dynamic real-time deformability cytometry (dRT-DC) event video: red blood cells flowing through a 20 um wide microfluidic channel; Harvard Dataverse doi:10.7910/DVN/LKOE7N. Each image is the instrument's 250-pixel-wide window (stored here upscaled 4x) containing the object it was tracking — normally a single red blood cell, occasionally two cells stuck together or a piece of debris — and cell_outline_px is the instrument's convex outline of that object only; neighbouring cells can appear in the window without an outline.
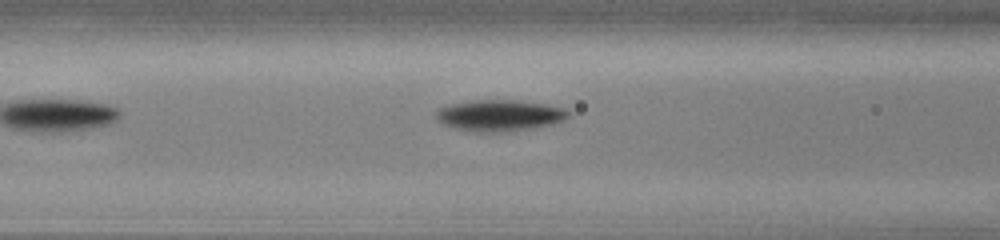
{"species": "common noctule bat (a hibernating species)", "species_latin": "Nyctalus noctula", "temperature_condition": "cold", "stored_images_in_passage": 7, "camera_frame_rate_fps": 3000, "um_per_image_px": 0.085, "animal": {"sex": "male", "body_mass_g": 13.0, "forearm_length_mm": 53.1}, "frame": {"image": 1, "passage_image": 5, "time_ms": 1.333, "image_size_px": [1000, 240], "cell_outline_px": [[568, 116], [564, 120], [552, 124], [528, 128], [496, 132], [480, 132], [456, 128], [444, 124], [436, 116], [436, 112], [440, 108], [452, 104], [472, 100], [516, 100], [544, 104], [560, 108], [568, 112]], "centroid_in_image_um": [42.44, 9.8], "position_along_channel_um": 124.2, "area_um2": 23.41}}